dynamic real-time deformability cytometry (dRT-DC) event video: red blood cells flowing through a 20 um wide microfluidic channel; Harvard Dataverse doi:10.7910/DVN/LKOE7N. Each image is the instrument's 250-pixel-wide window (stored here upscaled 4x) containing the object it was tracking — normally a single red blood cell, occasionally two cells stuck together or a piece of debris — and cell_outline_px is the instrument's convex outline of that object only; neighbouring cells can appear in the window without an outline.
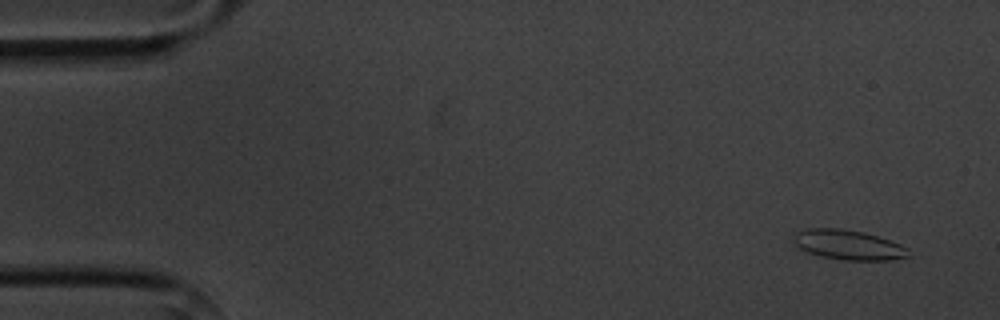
{"species": "common noctule bat (a hibernating species)", "species_latin": "Nyctalus noctula", "temperature_condition": "cold", "stored_images_in_passage": 3, "camera_frame_rate_fps": 3000, "um_per_image_px": 0.085, "animal": {"sex": "male", "body_mass_g": 20.1, "forearm_length_mm": 53.5}, "frame": {"image": 1, "passage_image": 2, "time_ms": 1.0, "image_size_px": [1000, 320], "cell_outline_px": [[908, 256], [892, 260], [844, 260], [820, 256], [808, 252], [800, 248], [792, 240], [796, 232], [808, 228], [840, 228], [864, 232], [900, 244], [908, 248]], "centroid_in_image_um": [72.09, 20.81], "position_along_channel_um": 12.9, "area_um2": 19.83}}